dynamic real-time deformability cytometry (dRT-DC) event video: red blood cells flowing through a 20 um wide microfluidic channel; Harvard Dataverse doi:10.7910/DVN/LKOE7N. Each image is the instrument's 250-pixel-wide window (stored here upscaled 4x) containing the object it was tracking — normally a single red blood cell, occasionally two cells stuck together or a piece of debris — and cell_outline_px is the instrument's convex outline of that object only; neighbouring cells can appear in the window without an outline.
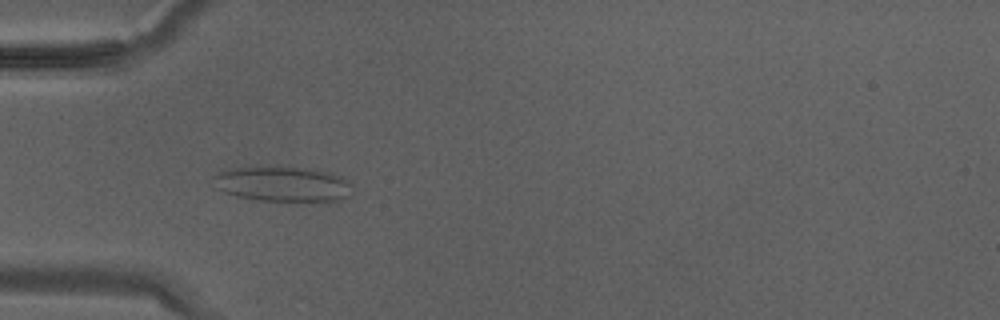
{"species": "Egyptian fruit bat (a non-hibernating species)", "species_latin": "Rousettus aegyptiacus", "temperature_condition": "warm", "stored_images_in_passage": 35, "camera_frame_rate_fps": 3000, "um_per_image_px": 0.085, "animal": {"sex": "male"}, "frame": {"image": 1, "passage_image": 11, "time_ms": 3.333, "image_size_px": [1000, 320], "cell_outline_px": [[348, 196], [340, 200], [312, 204], [292, 204], [256, 200], [236, 196], [212, 188], [212, 176], [216, 172], [232, 168], [316, 168], [332, 172], [348, 180]], "centroid_in_image_um": [24.0, 15.71], "position_along_channel_um": 61.0, "area_um2": 29.59}}
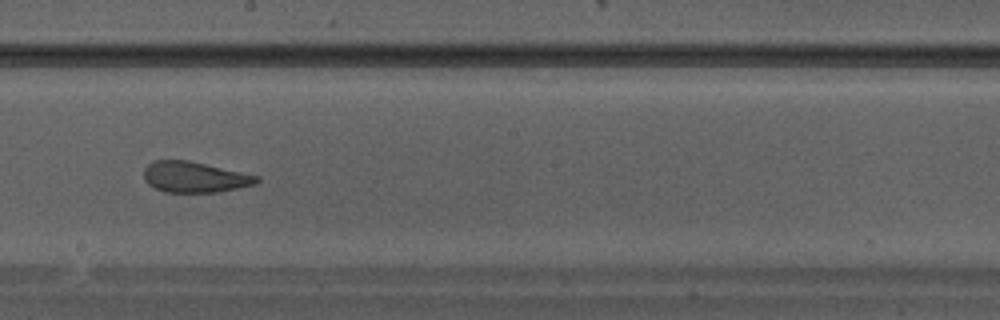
{"frame": {"image": 2, "passage_image": 20, "time_ms": 6.333, "image_size_px": [1000, 320], "cell_outline_px": [[260, 180], [256, 184], [216, 192], [164, 192], [148, 184], [144, 180], [144, 168], [152, 160], [188, 160], [260, 176]], "centroid_in_image_um": [16.53, 15.04], "position_along_channel_um": 231.7, "area_um2": 20.23}}